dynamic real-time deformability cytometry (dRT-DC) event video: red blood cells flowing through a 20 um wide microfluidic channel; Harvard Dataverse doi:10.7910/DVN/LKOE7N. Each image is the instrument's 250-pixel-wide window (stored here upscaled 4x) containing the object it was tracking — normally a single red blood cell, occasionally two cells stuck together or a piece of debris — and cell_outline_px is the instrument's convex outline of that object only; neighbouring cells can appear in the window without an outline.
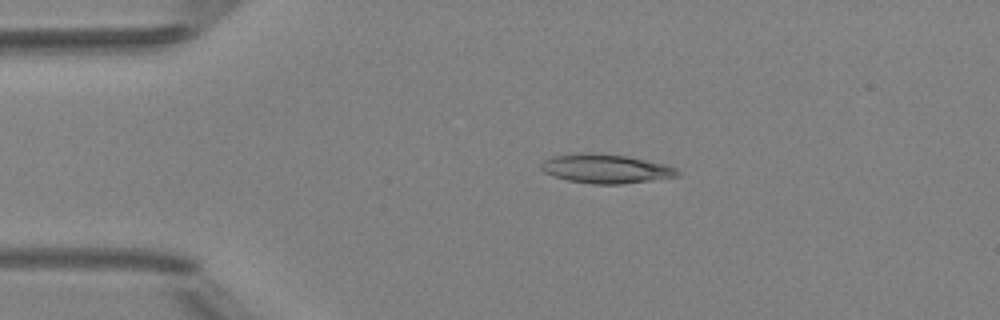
{"species": "Egyptian fruit bat (a non-hibernating species)", "species_latin": "Rousettus aegyptiacus", "temperature_condition": "room temperature", "stored_images_in_passage": 5, "camera_frame_rate_fps": 3000, "um_per_image_px": 0.085, "animal": {"sex": "female"}, "frame": {"image": 1, "passage_image": 5, "time_ms": 4.667, "image_size_px": [1000, 320], "cell_outline_px": [[680, 176], [620, 184], [592, 184], [568, 180], [544, 172], [540, 168], [540, 164], [544, 160], [552, 156], [584, 152], [592, 152], [628, 156], [664, 164], [676, 168], [680, 172]], "centroid_in_image_um": [51.48, 14.33], "position_along_channel_um": 33.5, "area_um2": 23.06}}